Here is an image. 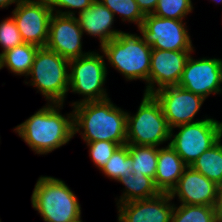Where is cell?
Here are the masks:
<instances>
[{
	"label": "cell",
	"instance_id": "obj_1",
	"mask_svg": "<svg viewBox=\"0 0 222 222\" xmlns=\"http://www.w3.org/2000/svg\"><path fill=\"white\" fill-rule=\"evenodd\" d=\"M64 106L46 103L12 130L35 154L47 155L74 137L73 110L62 114Z\"/></svg>",
	"mask_w": 222,
	"mask_h": 222
},
{
	"label": "cell",
	"instance_id": "obj_2",
	"mask_svg": "<svg viewBox=\"0 0 222 222\" xmlns=\"http://www.w3.org/2000/svg\"><path fill=\"white\" fill-rule=\"evenodd\" d=\"M74 137L79 134L84 143L110 141L120 146L127 141V110L111 98L91 101L71 107Z\"/></svg>",
	"mask_w": 222,
	"mask_h": 222
},
{
	"label": "cell",
	"instance_id": "obj_3",
	"mask_svg": "<svg viewBox=\"0 0 222 222\" xmlns=\"http://www.w3.org/2000/svg\"><path fill=\"white\" fill-rule=\"evenodd\" d=\"M107 67H112L129 82L145 83L144 94H148L151 50L140 33L123 32L99 48ZM109 65V66H108Z\"/></svg>",
	"mask_w": 222,
	"mask_h": 222
},
{
	"label": "cell",
	"instance_id": "obj_4",
	"mask_svg": "<svg viewBox=\"0 0 222 222\" xmlns=\"http://www.w3.org/2000/svg\"><path fill=\"white\" fill-rule=\"evenodd\" d=\"M31 206L44 222H79L82 220L81 203L64 180L47 175L37 179Z\"/></svg>",
	"mask_w": 222,
	"mask_h": 222
},
{
	"label": "cell",
	"instance_id": "obj_5",
	"mask_svg": "<svg viewBox=\"0 0 222 222\" xmlns=\"http://www.w3.org/2000/svg\"><path fill=\"white\" fill-rule=\"evenodd\" d=\"M24 84L34 87L46 103L65 104L69 92V60L46 47H39Z\"/></svg>",
	"mask_w": 222,
	"mask_h": 222
},
{
	"label": "cell",
	"instance_id": "obj_6",
	"mask_svg": "<svg viewBox=\"0 0 222 222\" xmlns=\"http://www.w3.org/2000/svg\"><path fill=\"white\" fill-rule=\"evenodd\" d=\"M98 50L94 49L84 56L69 60L68 93L81 96L76 101H70V107L110 98L105 85L109 72L103 52Z\"/></svg>",
	"mask_w": 222,
	"mask_h": 222
},
{
	"label": "cell",
	"instance_id": "obj_7",
	"mask_svg": "<svg viewBox=\"0 0 222 222\" xmlns=\"http://www.w3.org/2000/svg\"><path fill=\"white\" fill-rule=\"evenodd\" d=\"M170 133L161 104L153 94L143 93L136 113L127 111L126 144L163 147L170 143Z\"/></svg>",
	"mask_w": 222,
	"mask_h": 222
},
{
	"label": "cell",
	"instance_id": "obj_8",
	"mask_svg": "<svg viewBox=\"0 0 222 222\" xmlns=\"http://www.w3.org/2000/svg\"><path fill=\"white\" fill-rule=\"evenodd\" d=\"M175 130H178L175 132ZM222 138V121L212 116L171 129L170 145L182 160L191 164Z\"/></svg>",
	"mask_w": 222,
	"mask_h": 222
},
{
	"label": "cell",
	"instance_id": "obj_9",
	"mask_svg": "<svg viewBox=\"0 0 222 222\" xmlns=\"http://www.w3.org/2000/svg\"><path fill=\"white\" fill-rule=\"evenodd\" d=\"M186 20L145 15L137 31L153 49L170 51H196Z\"/></svg>",
	"mask_w": 222,
	"mask_h": 222
},
{
	"label": "cell",
	"instance_id": "obj_10",
	"mask_svg": "<svg viewBox=\"0 0 222 222\" xmlns=\"http://www.w3.org/2000/svg\"><path fill=\"white\" fill-rule=\"evenodd\" d=\"M153 95L160 102L170 129L211 117L203 115V118H195L206 99L178 85L163 87Z\"/></svg>",
	"mask_w": 222,
	"mask_h": 222
},
{
	"label": "cell",
	"instance_id": "obj_11",
	"mask_svg": "<svg viewBox=\"0 0 222 222\" xmlns=\"http://www.w3.org/2000/svg\"><path fill=\"white\" fill-rule=\"evenodd\" d=\"M193 53L195 51L185 64L178 86L205 99L218 95L221 89L222 59L213 56L196 59Z\"/></svg>",
	"mask_w": 222,
	"mask_h": 222
},
{
	"label": "cell",
	"instance_id": "obj_12",
	"mask_svg": "<svg viewBox=\"0 0 222 222\" xmlns=\"http://www.w3.org/2000/svg\"><path fill=\"white\" fill-rule=\"evenodd\" d=\"M10 14L24 43L46 46L53 12L43 0H21Z\"/></svg>",
	"mask_w": 222,
	"mask_h": 222
},
{
	"label": "cell",
	"instance_id": "obj_13",
	"mask_svg": "<svg viewBox=\"0 0 222 222\" xmlns=\"http://www.w3.org/2000/svg\"><path fill=\"white\" fill-rule=\"evenodd\" d=\"M83 37V31L75 16L53 13L45 47L68 60L79 58L91 51H83Z\"/></svg>",
	"mask_w": 222,
	"mask_h": 222
},
{
	"label": "cell",
	"instance_id": "obj_14",
	"mask_svg": "<svg viewBox=\"0 0 222 222\" xmlns=\"http://www.w3.org/2000/svg\"><path fill=\"white\" fill-rule=\"evenodd\" d=\"M194 51L151 50L148 94L179 84L185 64Z\"/></svg>",
	"mask_w": 222,
	"mask_h": 222
},
{
	"label": "cell",
	"instance_id": "obj_15",
	"mask_svg": "<svg viewBox=\"0 0 222 222\" xmlns=\"http://www.w3.org/2000/svg\"><path fill=\"white\" fill-rule=\"evenodd\" d=\"M175 203L169 193L116 205L117 222H171Z\"/></svg>",
	"mask_w": 222,
	"mask_h": 222
},
{
	"label": "cell",
	"instance_id": "obj_16",
	"mask_svg": "<svg viewBox=\"0 0 222 222\" xmlns=\"http://www.w3.org/2000/svg\"><path fill=\"white\" fill-rule=\"evenodd\" d=\"M219 186L188 166L169 193L177 204L214 206Z\"/></svg>",
	"mask_w": 222,
	"mask_h": 222
},
{
	"label": "cell",
	"instance_id": "obj_17",
	"mask_svg": "<svg viewBox=\"0 0 222 222\" xmlns=\"http://www.w3.org/2000/svg\"><path fill=\"white\" fill-rule=\"evenodd\" d=\"M84 36L97 38L101 48L108 41L124 31L115 29L116 17L100 0H94L91 6L76 16Z\"/></svg>",
	"mask_w": 222,
	"mask_h": 222
},
{
	"label": "cell",
	"instance_id": "obj_18",
	"mask_svg": "<svg viewBox=\"0 0 222 222\" xmlns=\"http://www.w3.org/2000/svg\"><path fill=\"white\" fill-rule=\"evenodd\" d=\"M188 165L170 144L158 147V163L154 184L160 193H170Z\"/></svg>",
	"mask_w": 222,
	"mask_h": 222
},
{
	"label": "cell",
	"instance_id": "obj_19",
	"mask_svg": "<svg viewBox=\"0 0 222 222\" xmlns=\"http://www.w3.org/2000/svg\"><path fill=\"white\" fill-rule=\"evenodd\" d=\"M38 48L36 45L23 43L5 51L0 55V70L7 68L12 75L24 76L26 79Z\"/></svg>",
	"mask_w": 222,
	"mask_h": 222
},
{
	"label": "cell",
	"instance_id": "obj_20",
	"mask_svg": "<svg viewBox=\"0 0 222 222\" xmlns=\"http://www.w3.org/2000/svg\"><path fill=\"white\" fill-rule=\"evenodd\" d=\"M117 183L124 186L120 196H116V205L135 200L149 199L157 196L160 192L154 184V180L144 174L131 173L127 178L123 177Z\"/></svg>",
	"mask_w": 222,
	"mask_h": 222
},
{
	"label": "cell",
	"instance_id": "obj_21",
	"mask_svg": "<svg viewBox=\"0 0 222 222\" xmlns=\"http://www.w3.org/2000/svg\"><path fill=\"white\" fill-rule=\"evenodd\" d=\"M191 167L220 186L222 183V138L203 152Z\"/></svg>",
	"mask_w": 222,
	"mask_h": 222
},
{
	"label": "cell",
	"instance_id": "obj_22",
	"mask_svg": "<svg viewBox=\"0 0 222 222\" xmlns=\"http://www.w3.org/2000/svg\"><path fill=\"white\" fill-rule=\"evenodd\" d=\"M133 160V173L144 174L154 180L158 163V147L128 144Z\"/></svg>",
	"mask_w": 222,
	"mask_h": 222
},
{
	"label": "cell",
	"instance_id": "obj_23",
	"mask_svg": "<svg viewBox=\"0 0 222 222\" xmlns=\"http://www.w3.org/2000/svg\"><path fill=\"white\" fill-rule=\"evenodd\" d=\"M133 160L129 155L128 144L119 146L112 156L109 158L107 164L100 171L104 177L110 181L117 182L119 179L127 178L133 173Z\"/></svg>",
	"mask_w": 222,
	"mask_h": 222
},
{
	"label": "cell",
	"instance_id": "obj_24",
	"mask_svg": "<svg viewBox=\"0 0 222 222\" xmlns=\"http://www.w3.org/2000/svg\"><path fill=\"white\" fill-rule=\"evenodd\" d=\"M174 203L171 222H218L214 206Z\"/></svg>",
	"mask_w": 222,
	"mask_h": 222
},
{
	"label": "cell",
	"instance_id": "obj_25",
	"mask_svg": "<svg viewBox=\"0 0 222 222\" xmlns=\"http://www.w3.org/2000/svg\"><path fill=\"white\" fill-rule=\"evenodd\" d=\"M122 23L134 24L138 29L145 18L135 0H100Z\"/></svg>",
	"mask_w": 222,
	"mask_h": 222
},
{
	"label": "cell",
	"instance_id": "obj_26",
	"mask_svg": "<svg viewBox=\"0 0 222 222\" xmlns=\"http://www.w3.org/2000/svg\"><path fill=\"white\" fill-rule=\"evenodd\" d=\"M193 0H158L153 15L162 18L186 20L195 9Z\"/></svg>",
	"mask_w": 222,
	"mask_h": 222
},
{
	"label": "cell",
	"instance_id": "obj_27",
	"mask_svg": "<svg viewBox=\"0 0 222 222\" xmlns=\"http://www.w3.org/2000/svg\"><path fill=\"white\" fill-rule=\"evenodd\" d=\"M88 148V156L93 162V166L99 170L103 169L114 151L120 146L118 143L110 141H95L85 143Z\"/></svg>",
	"mask_w": 222,
	"mask_h": 222
},
{
	"label": "cell",
	"instance_id": "obj_28",
	"mask_svg": "<svg viewBox=\"0 0 222 222\" xmlns=\"http://www.w3.org/2000/svg\"><path fill=\"white\" fill-rule=\"evenodd\" d=\"M21 34L12 15L0 21V47L1 53L23 44Z\"/></svg>",
	"mask_w": 222,
	"mask_h": 222
},
{
	"label": "cell",
	"instance_id": "obj_29",
	"mask_svg": "<svg viewBox=\"0 0 222 222\" xmlns=\"http://www.w3.org/2000/svg\"><path fill=\"white\" fill-rule=\"evenodd\" d=\"M53 13L76 16L86 10L94 0H43Z\"/></svg>",
	"mask_w": 222,
	"mask_h": 222
},
{
	"label": "cell",
	"instance_id": "obj_30",
	"mask_svg": "<svg viewBox=\"0 0 222 222\" xmlns=\"http://www.w3.org/2000/svg\"><path fill=\"white\" fill-rule=\"evenodd\" d=\"M144 15L153 14L158 0H135Z\"/></svg>",
	"mask_w": 222,
	"mask_h": 222
},
{
	"label": "cell",
	"instance_id": "obj_31",
	"mask_svg": "<svg viewBox=\"0 0 222 222\" xmlns=\"http://www.w3.org/2000/svg\"><path fill=\"white\" fill-rule=\"evenodd\" d=\"M214 209L218 222H222V189H218Z\"/></svg>",
	"mask_w": 222,
	"mask_h": 222
},
{
	"label": "cell",
	"instance_id": "obj_32",
	"mask_svg": "<svg viewBox=\"0 0 222 222\" xmlns=\"http://www.w3.org/2000/svg\"><path fill=\"white\" fill-rule=\"evenodd\" d=\"M21 0H0V9H8L11 5H17Z\"/></svg>",
	"mask_w": 222,
	"mask_h": 222
},
{
	"label": "cell",
	"instance_id": "obj_33",
	"mask_svg": "<svg viewBox=\"0 0 222 222\" xmlns=\"http://www.w3.org/2000/svg\"><path fill=\"white\" fill-rule=\"evenodd\" d=\"M211 1L213 3H215V5L217 6L218 4H222V0H210L209 2L211 3Z\"/></svg>",
	"mask_w": 222,
	"mask_h": 222
},
{
	"label": "cell",
	"instance_id": "obj_34",
	"mask_svg": "<svg viewBox=\"0 0 222 222\" xmlns=\"http://www.w3.org/2000/svg\"><path fill=\"white\" fill-rule=\"evenodd\" d=\"M221 85H222V78H221ZM219 95H220V96L222 95V86H221V89H220Z\"/></svg>",
	"mask_w": 222,
	"mask_h": 222
}]
</instances>
